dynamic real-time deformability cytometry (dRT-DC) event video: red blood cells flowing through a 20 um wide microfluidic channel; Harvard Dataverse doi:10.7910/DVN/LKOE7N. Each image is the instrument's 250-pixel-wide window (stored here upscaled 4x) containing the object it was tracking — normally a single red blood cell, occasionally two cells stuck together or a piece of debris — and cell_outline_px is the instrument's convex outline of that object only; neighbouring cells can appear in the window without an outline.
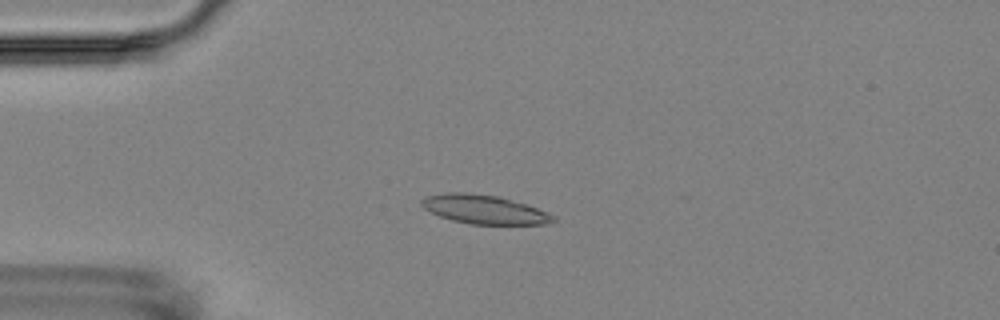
{"species": "Egyptian fruit bat (a non-hibernating species)", "species_latin": "Rousettus aegyptiacus", "temperature_condition": "room temperature", "stored_images_in_passage": 10, "camera_frame_rate_fps": 3000, "um_per_image_px": 0.085, "animal": {"sex": "female"}, "frame": {"image": 1, "passage_image": 4, "time_ms": 3.333, "image_size_px": [1000, 320], "cell_outline_px": [[556, 220], [544, 224], [472, 224], [452, 220], [440, 216], [424, 208], [420, 204], [420, 200], [424, 196], [448, 192], [464, 192], [496, 196], [524, 204], [548, 212], [556, 216]], "centroid_in_image_um": [41.12, 17.8], "position_along_channel_um": 43.9, "area_um2": 21.91}}
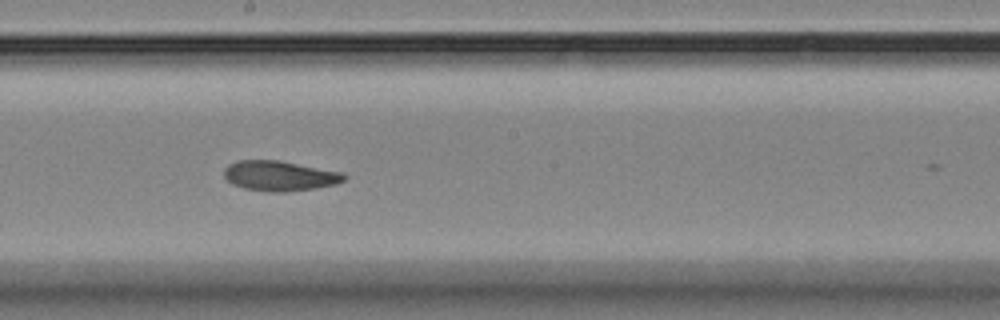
{"frame": {"image": 2, "passage_image": 9, "time_ms": 9.0, "image_size_px": [1000, 320], "cell_outline_px": [[348, 176], [344, 180], [336, 184], [316, 188], [284, 192], [268, 192], [244, 188], [232, 184], [224, 176], [224, 168], [228, 164], [240, 160], [276, 160], [344, 172]], "centroid_in_image_um": [23.78, 14.95], "position_along_channel_um": 224.4, "area_um2": 21.1}}
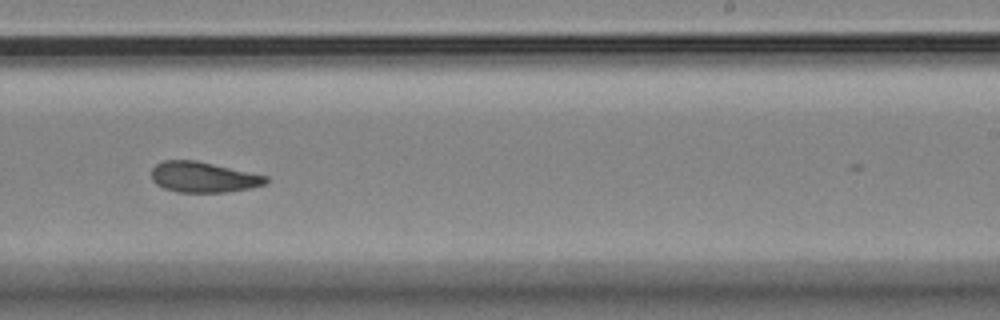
{"frame": {"image": 3, "passage_image": 10, "time_ms": 10.333, "image_size_px": [1000, 320], "cell_outline_px": [[268, 180], [264, 184], [252, 188], [224, 192], [176, 192], [164, 188], [156, 184], [152, 180], [152, 168], [156, 164], [164, 160], [196, 160], [268, 176]], "centroid_in_image_um": [17.27, 15.05], "position_along_channel_um": 271.7, "area_um2": 20.35}}